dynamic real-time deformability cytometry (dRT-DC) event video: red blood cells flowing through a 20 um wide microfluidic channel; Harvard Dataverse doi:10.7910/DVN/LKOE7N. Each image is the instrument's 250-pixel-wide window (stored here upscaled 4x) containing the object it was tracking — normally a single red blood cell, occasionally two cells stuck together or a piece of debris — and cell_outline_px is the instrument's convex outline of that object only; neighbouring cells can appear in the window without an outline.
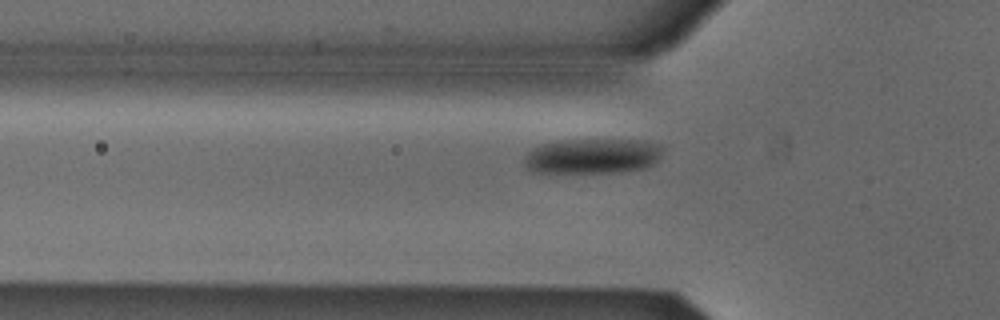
{"species": "Egyptian fruit bat (a non-hibernating species)", "species_latin": "Rousettus aegyptiacus", "temperature_condition": "cold", "stored_images_in_passage": 34, "camera_frame_rate_fps": 3000, "um_per_image_px": 0.085, "animal": {"sex": "male"}, "frame": {"image": 1, "passage_image": 4, "time_ms": 1.0, "image_size_px": [1000, 320], "cell_outline_px": [[664, 152], [652, 164], [644, 168], [620, 172], [532, 172], [524, 164], [524, 156], [532, 148], [540, 144], [556, 140], [644, 140], [664, 144]], "centroid_in_image_um": [50.38, 13.25], "position_along_channel_um": 75.4, "area_um2": 28.67}}
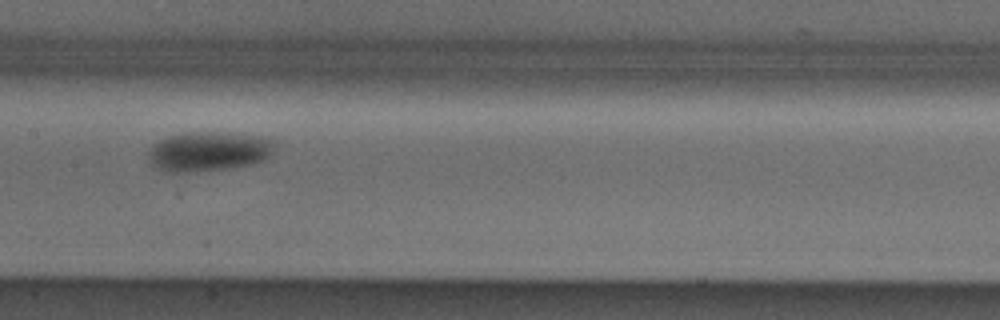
{"frame": {"image": 2, "passage_image": 13, "time_ms": 4.0, "image_size_px": [1000, 320], "cell_outline_px": [[276, 140], [268, 156], [252, 164], [224, 168], [176, 172], [172, 172], [160, 168], [152, 164], [148, 160], [148, 152], [152, 144], [168, 136], [184, 132], [228, 132], [268, 136]], "centroid_in_image_um": [17.74, 12.82], "position_along_channel_um": 189.7, "area_um2": 28.96}}
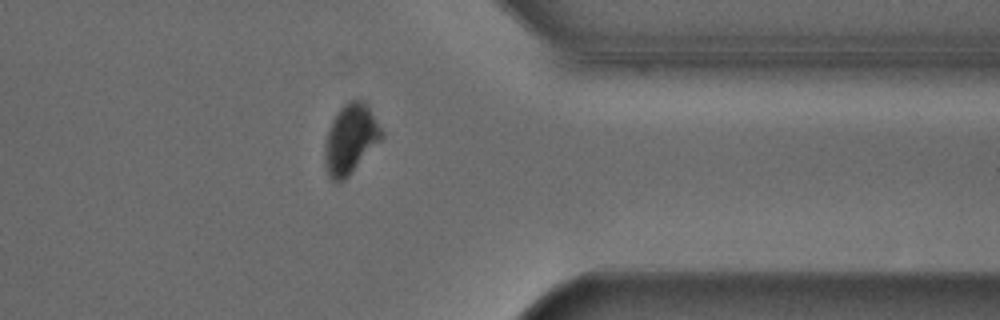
{"frame": {"image": 3, "passage_image": 29, "time_ms": 9.333, "image_size_px": [1000, 320], "cell_outline_px": [[384, 136], [348, 176], [344, 180], [332, 180], [328, 176], [324, 164], [324, 152], [328, 132], [332, 120], [340, 108], [348, 100], [364, 100], [368, 104], [384, 132]], "centroid_in_image_um": [29.8, 11.78], "position_along_channel_um": 381.6, "area_um2": 22.89}, "authors_computed_cell_mechanics": {"area_um2": 28.1486, "velocity_mm_per_s": 3.8052, "shape_relaxation_time_tau1_ms": 2.9018, "shape_relaxation_time_tau2_ms": null, "deformation_change_tau1": 0.1037, "deformation_change_tau2": null}}